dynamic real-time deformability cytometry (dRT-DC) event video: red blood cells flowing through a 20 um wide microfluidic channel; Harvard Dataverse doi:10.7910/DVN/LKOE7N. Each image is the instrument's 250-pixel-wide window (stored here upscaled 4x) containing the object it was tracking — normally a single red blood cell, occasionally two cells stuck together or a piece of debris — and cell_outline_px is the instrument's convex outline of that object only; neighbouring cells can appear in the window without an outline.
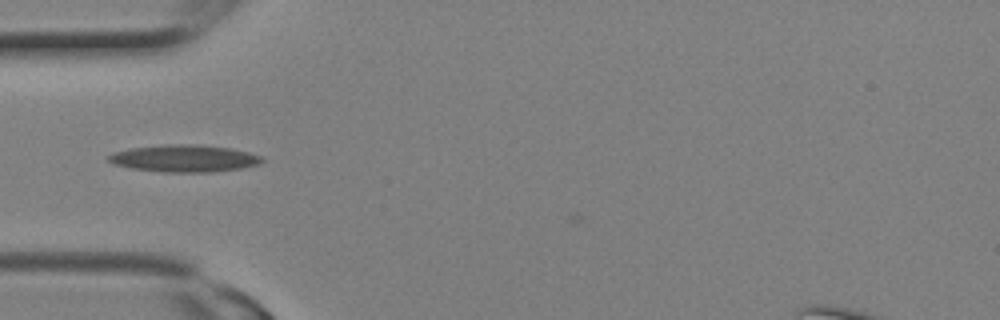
{"species": "Egyptian fruit bat (a non-hibernating species)", "species_latin": "Rousettus aegyptiacus", "temperature_condition": "room temperature", "stored_images_in_passage": 2, "camera_frame_rate_fps": 3000, "um_per_image_px": 0.085, "animal": {"sex": "female"}, "frame": {"image": 1, "passage_image": 1, "time_ms": 0.0, "image_size_px": [1000, 320], "cell_outline_px": [[264, 160], [260, 164], [240, 168], [212, 172], [164, 172], [132, 168], [116, 164], [108, 160], [108, 156], [112, 152], [132, 148], [164, 144], [200, 144], [232, 148], [264, 156]], "centroid_in_image_um": [15.71, 13.45], "position_along_channel_um": 69.3, "area_um2": 24.33}}